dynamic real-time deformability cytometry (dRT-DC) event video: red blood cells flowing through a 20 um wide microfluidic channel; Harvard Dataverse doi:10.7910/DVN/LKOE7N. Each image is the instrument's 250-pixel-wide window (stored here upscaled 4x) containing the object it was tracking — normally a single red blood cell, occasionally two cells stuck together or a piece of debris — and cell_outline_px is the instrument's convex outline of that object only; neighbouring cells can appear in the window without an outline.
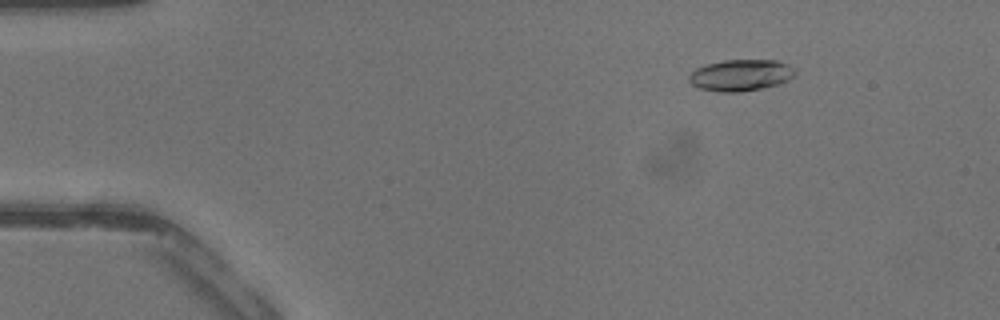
{"species": "common noctule bat (a hibernating species)", "species_latin": "Nyctalus noctula", "temperature_condition": "warm", "stored_images_in_passage": 42, "camera_frame_rate_fps": 3000, "um_per_image_px": 0.085, "animal": {"sex": "male", "body_mass_g": 13.3}, "frame": {"image": 1, "passage_image": 6, "time_ms": 1.667, "image_size_px": [1000, 320], "cell_outline_px": [[796, 76], [788, 80], [776, 84], [760, 88], [740, 92], [720, 92], [700, 88], [692, 84], [688, 80], [688, 76], [696, 68], [704, 64], [724, 60], [776, 60], [788, 64], [796, 72]], "centroid_in_image_um": [62.95, 6.38], "position_along_channel_um": 22.1, "area_um2": 19.42}}
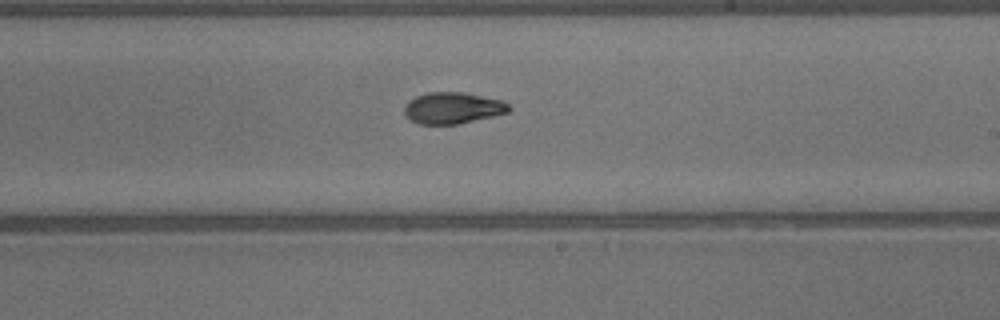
{"frame": {"image": 2, "passage_image": 25, "time_ms": 8.0, "image_size_px": [1000, 320], "cell_outline_px": [[512, 108], [508, 112], [460, 124], [416, 124], [404, 112], [404, 108], [408, 100], [416, 96], [428, 92], [460, 92], [504, 100]], "centroid_in_image_um": [38.49, 9.18], "position_along_channel_um": 250.5, "area_um2": 19.13}}
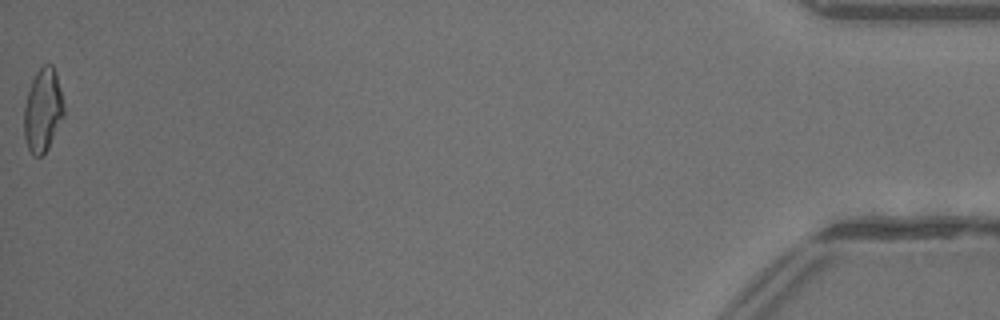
{"frame": {"image": 3, "passage_image": 42, "time_ms": 13.667, "image_size_px": [1000, 320], "cell_outline_px": [[64, 116], [48, 148], [40, 156], [36, 156], [28, 148], [24, 136], [24, 108], [28, 92], [32, 80], [36, 72], [44, 64], [52, 64], [56, 72], [64, 108]], "centroid_in_image_um": [3.64, 9.36], "position_along_channel_um": 431.6, "area_um2": 19.07}}